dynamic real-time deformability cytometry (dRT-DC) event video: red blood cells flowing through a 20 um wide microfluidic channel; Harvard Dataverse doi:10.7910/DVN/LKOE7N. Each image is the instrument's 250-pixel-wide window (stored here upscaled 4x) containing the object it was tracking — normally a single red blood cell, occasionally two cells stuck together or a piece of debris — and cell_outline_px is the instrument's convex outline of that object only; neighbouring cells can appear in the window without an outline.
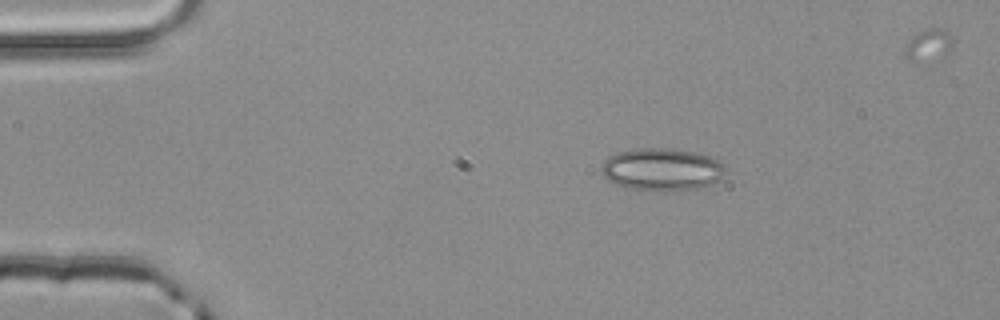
{"species": "common noctule bat (a hibernating species)", "species_latin": "Nyctalus noctula", "temperature_condition": "room temperature", "stored_images_in_passage": 3, "camera_frame_rate_fps": 3000, "um_per_image_px": 0.085, "animal": {"sex": "male", "body_mass_g": 20.4}, "frame": {"image": 1, "passage_image": 1, "time_ms": 0.0, "image_size_px": [1000, 320], "cell_outline_px": [[724, 172], [720, 180], [700, 188], [672, 192], [648, 192], [624, 188], [608, 180], [604, 176], [600, 168], [604, 160], [608, 156], [620, 152], [640, 148], [668, 148], [692, 152], [708, 156], [724, 164]], "centroid_in_image_um": [56.23, 14.44], "position_along_channel_um": 28.8, "area_um2": 31.15}}